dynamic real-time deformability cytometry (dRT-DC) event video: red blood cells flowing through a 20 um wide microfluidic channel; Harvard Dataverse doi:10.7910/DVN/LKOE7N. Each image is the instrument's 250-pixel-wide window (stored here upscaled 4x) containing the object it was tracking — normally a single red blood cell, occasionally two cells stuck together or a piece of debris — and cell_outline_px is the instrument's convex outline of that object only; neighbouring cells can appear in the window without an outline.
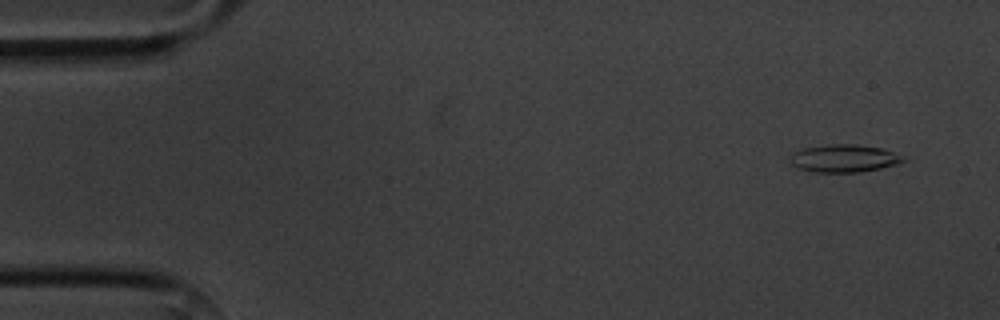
{"species": "common noctule bat (a hibernating species)", "species_latin": "Nyctalus noctula", "temperature_condition": "cold", "stored_images_in_passage": 9, "camera_frame_rate_fps": 3000, "um_per_image_px": 0.085, "animal": {"sex": "male", "body_mass_g": 20.1, "forearm_length_mm": 53.5}, "frame": {"image": 1, "passage_image": 1, "time_ms": 0.0, "image_size_px": [1000, 320], "cell_outline_px": [[908, 160], [896, 164], [880, 168], [860, 172], [812, 172], [788, 164], [788, 160], [792, 152], [804, 148], [828, 144], [856, 144], [884, 148]], "centroid_in_image_um": [71.68, 13.46], "position_along_channel_um": 13.3, "area_um2": 18.38}}
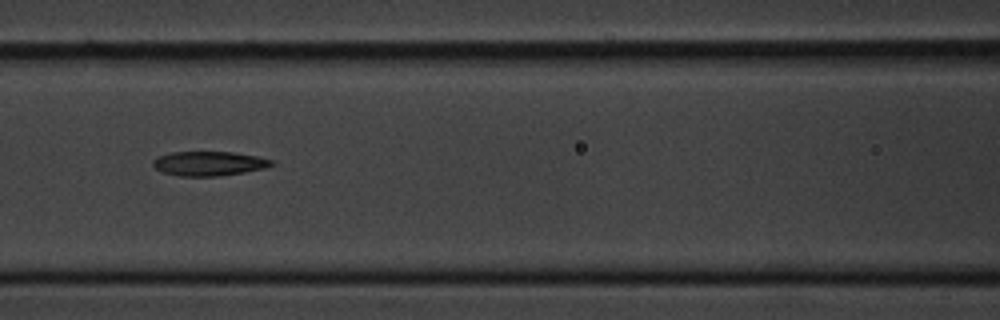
{"frame": {"image": 2, "passage_image": 7, "time_ms": 6.667, "image_size_px": [1000, 320], "cell_outline_px": [[276, 164], [264, 168], [244, 172], [220, 176], [176, 176], [164, 172], [156, 168], [152, 164], [152, 160], [156, 156], [172, 152], [232, 152], [256, 156], [272, 160]], "centroid_in_image_um": [17.74, 13.9], "position_along_channel_um": 148.9, "area_um2": 16.88}}
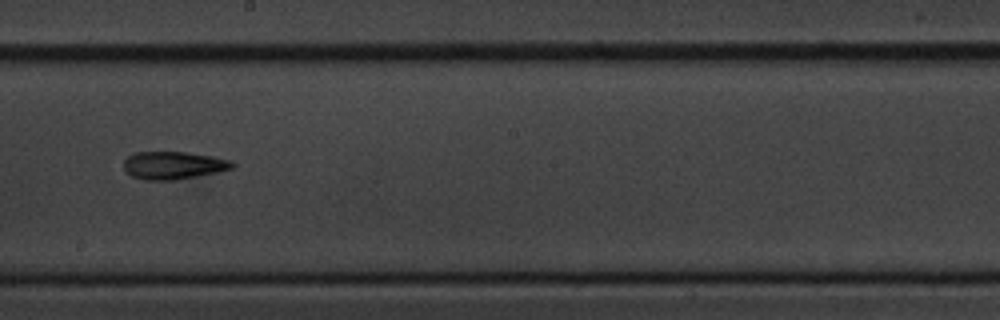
{"frame": {"image": 3, "passage_image": 9, "time_ms": 9.0, "image_size_px": [1000, 320], "cell_outline_px": [[236, 164], [232, 168], [216, 172], [196, 176], [172, 180], [144, 180], [132, 176], [124, 168], [124, 160], [128, 156], [136, 152], [184, 152], [212, 156], [232, 160]], "centroid_in_image_um": [14.74, 14.05], "position_along_channel_um": 233.5, "area_um2": 17.4}}